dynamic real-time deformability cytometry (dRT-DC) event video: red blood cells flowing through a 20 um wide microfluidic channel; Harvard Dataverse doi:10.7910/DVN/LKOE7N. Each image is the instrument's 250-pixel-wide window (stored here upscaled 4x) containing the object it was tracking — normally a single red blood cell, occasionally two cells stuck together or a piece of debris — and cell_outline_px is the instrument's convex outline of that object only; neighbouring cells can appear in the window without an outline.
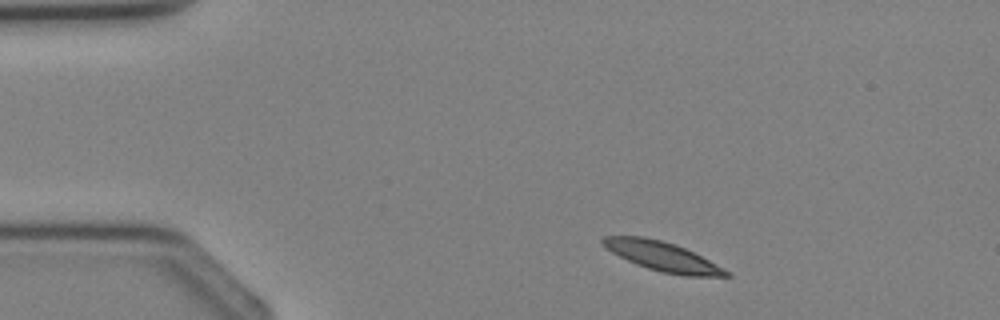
{"species": "Egyptian fruit bat (a non-hibernating species)", "species_latin": "Rousettus aegyptiacus", "temperature_condition": "cold", "stored_images_in_passage": 2, "camera_frame_rate_fps": 3000, "um_per_image_px": 0.085, "animal": {"sex": "female"}, "frame": {"image": 1, "passage_image": 1, "time_ms": 0.0, "image_size_px": [1000, 320], "cell_outline_px": [[732, 276], [684, 276], [660, 272], [636, 264], [604, 248], [600, 240], [604, 236], [644, 236], [676, 244], [708, 260], [728, 272]], "centroid_in_image_um": [56.24, 21.78], "position_along_channel_um": 28.8, "area_um2": 20.75}}